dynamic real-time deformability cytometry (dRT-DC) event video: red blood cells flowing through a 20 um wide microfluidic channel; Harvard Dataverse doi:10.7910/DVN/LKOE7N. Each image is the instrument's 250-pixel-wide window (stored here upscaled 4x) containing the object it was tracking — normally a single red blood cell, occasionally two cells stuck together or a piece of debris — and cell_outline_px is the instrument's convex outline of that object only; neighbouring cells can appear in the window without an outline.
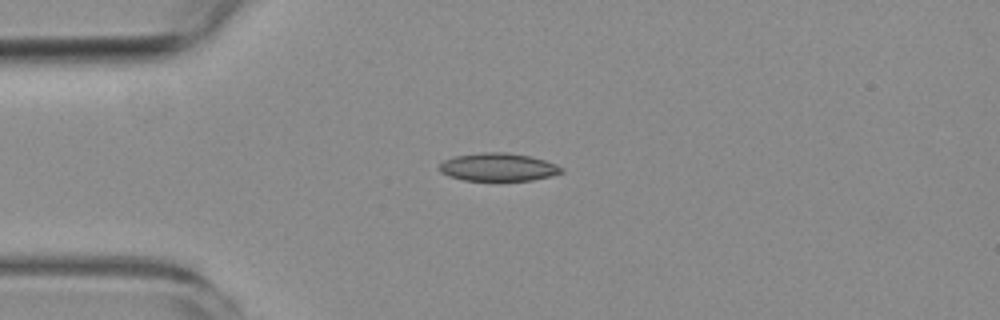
{"species": "common noctule bat (a hibernating species)", "species_latin": "Nyctalus noctula", "temperature_condition": "room temperature", "stored_images_in_passage": 3, "camera_frame_rate_fps": 3000, "um_per_image_px": 0.085, "animal": {"sex": "female", "body_mass_g": 19.3, "forearm_length_mm": 54.1}, "frame": {"image": 1, "passage_image": 2, "time_ms": 1.333, "image_size_px": [1000, 320], "cell_outline_px": [[564, 172], [552, 176], [532, 180], [464, 180], [448, 176], [440, 172], [436, 168], [444, 160], [456, 156], [480, 152], [504, 152], [532, 156], [556, 164], [564, 168]], "centroid_in_image_um": [42.35, 14.2], "position_along_channel_um": 42.7, "area_um2": 20.06}}